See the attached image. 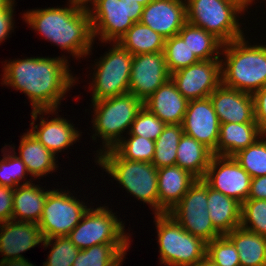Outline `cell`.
Returning a JSON list of instances; mask_svg holds the SVG:
<instances>
[{
  "label": "cell",
  "instance_id": "obj_37",
  "mask_svg": "<svg viewBox=\"0 0 266 266\" xmlns=\"http://www.w3.org/2000/svg\"><path fill=\"white\" fill-rule=\"evenodd\" d=\"M43 245L44 248L52 245L43 266H72L80 251L67 236L44 239Z\"/></svg>",
  "mask_w": 266,
  "mask_h": 266
},
{
  "label": "cell",
  "instance_id": "obj_34",
  "mask_svg": "<svg viewBox=\"0 0 266 266\" xmlns=\"http://www.w3.org/2000/svg\"><path fill=\"white\" fill-rule=\"evenodd\" d=\"M265 137L266 134H263L254 144L232 156L252 178L266 175Z\"/></svg>",
  "mask_w": 266,
  "mask_h": 266
},
{
  "label": "cell",
  "instance_id": "obj_17",
  "mask_svg": "<svg viewBox=\"0 0 266 266\" xmlns=\"http://www.w3.org/2000/svg\"><path fill=\"white\" fill-rule=\"evenodd\" d=\"M140 22L165 39L177 35L187 22L185 0H153L143 8Z\"/></svg>",
  "mask_w": 266,
  "mask_h": 266
},
{
  "label": "cell",
  "instance_id": "obj_14",
  "mask_svg": "<svg viewBox=\"0 0 266 266\" xmlns=\"http://www.w3.org/2000/svg\"><path fill=\"white\" fill-rule=\"evenodd\" d=\"M171 80L188 101L207 98L222 83L221 59L199 60L172 73Z\"/></svg>",
  "mask_w": 266,
  "mask_h": 266
},
{
  "label": "cell",
  "instance_id": "obj_42",
  "mask_svg": "<svg viewBox=\"0 0 266 266\" xmlns=\"http://www.w3.org/2000/svg\"><path fill=\"white\" fill-rule=\"evenodd\" d=\"M255 121L266 134V85L253 94Z\"/></svg>",
  "mask_w": 266,
  "mask_h": 266
},
{
  "label": "cell",
  "instance_id": "obj_48",
  "mask_svg": "<svg viewBox=\"0 0 266 266\" xmlns=\"http://www.w3.org/2000/svg\"><path fill=\"white\" fill-rule=\"evenodd\" d=\"M15 0H0V11L9 7Z\"/></svg>",
  "mask_w": 266,
  "mask_h": 266
},
{
  "label": "cell",
  "instance_id": "obj_7",
  "mask_svg": "<svg viewBox=\"0 0 266 266\" xmlns=\"http://www.w3.org/2000/svg\"><path fill=\"white\" fill-rule=\"evenodd\" d=\"M187 22L213 34L223 44L244 37L238 14L244 10L231 0H185Z\"/></svg>",
  "mask_w": 266,
  "mask_h": 266
},
{
  "label": "cell",
  "instance_id": "obj_31",
  "mask_svg": "<svg viewBox=\"0 0 266 266\" xmlns=\"http://www.w3.org/2000/svg\"><path fill=\"white\" fill-rule=\"evenodd\" d=\"M178 35L187 43L198 60L220 59L223 43L203 28L186 22Z\"/></svg>",
  "mask_w": 266,
  "mask_h": 266
},
{
  "label": "cell",
  "instance_id": "obj_49",
  "mask_svg": "<svg viewBox=\"0 0 266 266\" xmlns=\"http://www.w3.org/2000/svg\"><path fill=\"white\" fill-rule=\"evenodd\" d=\"M131 1H136L145 7L146 5H148L153 0H131Z\"/></svg>",
  "mask_w": 266,
  "mask_h": 266
},
{
  "label": "cell",
  "instance_id": "obj_27",
  "mask_svg": "<svg viewBox=\"0 0 266 266\" xmlns=\"http://www.w3.org/2000/svg\"><path fill=\"white\" fill-rule=\"evenodd\" d=\"M235 246L240 266H266V237L242 227L225 235Z\"/></svg>",
  "mask_w": 266,
  "mask_h": 266
},
{
  "label": "cell",
  "instance_id": "obj_38",
  "mask_svg": "<svg viewBox=\"0 0 266 266\" xmlns=\"http://www.w3.org/2000/svg\"><path fill=\"white\" fill-rule=\"evenodd\" d=\"M206 257L217 266H240L238 251L225 235L206 243Z\"/></svg>",
  "mask_w": 266,
  "mask_h": 266
},
{
  "label": "cell",
  "instance_id": "obj_15",
  "mask_svg": "<svg viewBox=\"0 0 266 266\" xmlns=\"http://www.w3.org/2000/svg\"><path fill=\"white\" fill-rule=\"evenodd\" d=\"M170 78L164 52L133 55L129 93L144 102Z\"/></svg>",
  "mask_w": 266,
  "mask_h": 266
},
{
  "label": "cell",
  "instance_id": "obj_5",
  "mask_svg": "<svg viewBox=\"0 0 266 266\" xmlns=\"http://www.w3.org/2000/svg\"><path fill=\"white\" fill-rule=\"evenodd\" d=\"M92 105L95 116L92 120L95 129L92 139L96 140L95 136L103 139V149L97 151L99 155L103 151L112 149L124 138L121 134L127 129L130 130L138 111L143 107V102L135 95L127 93L93 101Z\"/></svg>",
  "mask_w": 266,
  "mask_h": 266
},
{
  "label": "cell",
  "instance_id": "obj_35",
  "mask_svg": "<svg viewBox=\"0 0 266 266\" xmlns=\"http://www.w3.org/2000/svg\"><path fill=\"white\" fill-rule=\"evenodd\" d=\"M163 52L170 74L199 61L178 34L165 39Z\"/></svg>",
  "mask_w": 266,
  "mask_h": 266
},
{
  "label": "cell",
  "instance_id": "obj_40",
  "mask_svg": "<svg viewBox=\"0 0 266 266\" xmlns=\"http://www.w3.org/2000/svg\"><path fill=\"white\" fill-rule=\"evenodd\" d=\"M165 125L160 118L143 106L131 124L128 134L143 136L144 138L155 141L162 133Z\"/></svg>",
  "mask_w": 266,
  "mask_h": 266
},
{
  "label": "cell",
  "instance_id": "obj_1",
  "mask_svg": "<svg viewBox=\"0 0 266 266\" xmlns=\"http://www.w3.org/2000/svg\"><path fill=\"white\" fill-rule=\"evenodd\" d=\"M66 57H37L5 61L2 84L27 95L32 110H57L65 93L76 83Z\"/></svg>",
  "mask_w": 266,
  "mask_h": 266
},
{
  "label": "cell",
  "instance_id": "obj_10",
  "mask_svg": "<svg viewBox=\"0 0 266 266\" xmlns=\"http://www.w3.org/2000/svg\"><path fill=\"white\" fill-rule=\"evenodd\" d=\"M107 206L89 208L81 221L67 236L74 245L84 250L105 243H130L125 226Z\"/></svg>",
  "mask_w": 266,
  "mask_h": 266
},
{
  "label": "cell",
  "instance_id": "obj_4",
  "mask_svg": "<svg viewBox=\"0 0 266 266\" xmlns=\"http://www.w3.org/2000/svg\"><path fill=\"white\" fill-rule=\"evenodd\" d=\"M99 166L105 169L122 188L135 198L147 203L154 214L166 212L158 204V169L150 162L130 161L120 158L112 149L96 155Z\"/></svg>",
  "mask_w": 266,
  "mask_h": 266
},
{
  "label": "cell",
  "instance_id": "obj_33",
  "mask_svg": "<svg viewBox=\"0 0 266 266\" xmlns=\"http://www.w3.org/2000/svg\"><path fill=\"white\" fill-rule=\"evenodd\" d=\"M121 139L112 150L120 157L130 161L150 162L154 158L155 141L143 136L129 135ZM126 139V140H125Z\"/></svg>",
  "mask_w": 266,
  "mask_h": 266
},
{
  "label": "cell",
  "instance_id": "obj_50",
  "mask_svg": "<svg viewBox=\"0 0 266 266\" xmlns=\"http://www.w3.org/2000/svg\"><path fill=\"white\" fill-rule=\"evenodd\" d=\"M82 5L88 7L93 0H78ZM89 2V5H87Z\"/></svg>",
  "mask_w": 266,
  "mask_h": 266
},
{
  "label": "cell",
  "instance_id": "obj_44",
  "mask_svg": "<svg viewBox=\"0 0 266 266\" xmlns=\"http://www.w3.org/2000/svg\"><path fill=\"white\" fill-rule=\"evenodd\" d=\"M247 199L266 200V175L251 179L250 192Z\"/></svg>",
  "mask_w": 266,
  "mask_h": 266
},
{
  "label": "cell",
  "instance_id": "obj_25",
  "mask_svg": "<svg viewBox=\"0 0 266 266\" xmlns=\"http://www.w3.org/2000/svg\"><path fill=\"white\" fill-rule=\"evenodd\" d=\"M207 203L212 224L221 235H226L240 227V202L213 190L207 184Z\"/></svg>",
  "mask_w": 266,
  "mask_h": 266
},
{
  "label": "cell",
  "instance_id": "obj_28",
  "mask_svg": "<svg viewBox=\"0 0 266 266\" xmlns=\"http://www.w3.org/2000/svg\"><path fill=\"white\" fill-rule=\"evenodd\" d=\"M176 155V165L187 170L197 179H203L213 153L204 144L183 133Z\"/></svg>",
  "mask_w": 266,
  "mask_h": 266
},
{
  "label": "cell",
  "instance_id": "obj_11",
  "mask_svg": "<svg viewBox=\"0 0 266 266\" xmlns=\"http://www.w3.org/2000/svg\"><path fill=\"white\" fill-rule=\"evenodd\" d=\"M207 206V183L197 179L168 214L187 232L208 243L222 235L214 228Z\"/></svg>",
  "mask_w": 266,
  "mask_h": 266
},
{
  "label": "cell",
  "instance_id": "obj_29",
  "mask_svg": "<svg viewBox=\"0 0 266 266\" xmlns=\"http://www.w3.org/2000/svg\"><path fill=\"white\" fill-rule=\"evenodd\" d=\"M132 55L164 51L165 38L141 22L134 23L117 41Z\"/></svg>",
  "mask_w": 266,
  "mask_h": 266
},
{
  "label": "cell",
  "instance_id": "obj_13",
  "mask_svg": "<svg viewBox=\"0 0 266 266\" xmlns=\"http://www.w3.org/2000/svg\"><path fill=\"white\" fill-rule=\"evenodd\" d=\"M252 177L233 157L213 155L203 180L215 191L234 198L241 204L247 200Z\"/></svg>",
  "mask_w": 266,
  "mask_h": 266
},
{
  "label": "cell",
  "instance_id": "obj_19",
  "mask_svg": "<svg viewBox=\"0 0 266 266\" xmlns=\"http://www.w3.org/2000/svg\"><path fill=\"white\" fill-rule=\"evenodd\" d=\"M43 235L38 224L9 220L0 223L1 260L25 259L23 253L43 243Z\"/></svg>",
  "mask_w": 266,
  "mask_h": 266
},
{
  "label": "cell",
  "instance_id": "obj_43",
  "mask_svg": "<svg viewBox=\"0 0 266 266\" xmlns=\"http://www.w3.org/2000/svg\"><path fill=\"white\" fill-rule=\"evenodd\" d=\"M14 3L15 1L9 7L0 11V43L9 37L11 30H14L12 29L14 27Z\"/></svg>",
  "mask_w": 266,
  "mask_h": 266
},
{
  "label": "cell",
  "instance_id": "obj_18",
  "mask_svg": "<svg viewBox=\"0 0 266 266\" xmlns=\"http://www.w3.org/2000/svg\"><path fill=\"white\" fill-rule=\"evenodd\" d=\"M209 97L220 124L256 122L252 94L226 87L221 83Z\"/></svg>",
  "mask_w": 266,
  "mask_h": 266
},
{
  "label": "cell",
  "instance_id": "obj_46",
  "mask_svg": "<svg viewBox=\"0 0 266 266\" xmlns=\"http://www.w3.org/2000/svg\"><path fill=\"white\" fill-rule=\"evenodd\" d=\"M232 2L238 4L244 11H247L248 5L252 4L253 0H231Z\"/></svg>",
  "mask_w": 266,
  "mask_h": 266
},
{
  "label": "cell",
  "instance_id": "obj_26",
  "mask_svg": "<svg viewBox=\"0 0 266 266\" xmlns=\"http://www.w3.org/2000/svg\"><path fill=\"white\" fill-rule=\"evenodd\" d=\"M18 157L25 164L29 175L34 178L46 176L58 168L55 162L57 157L30 131L21 136Z\"/></svg>",
  "mask_w": 266,
  "mask_h": 266
},
{
  "label": "cell",
  "instance_id": "obj_47",
  "mask_svg": "<svg viewBox=\"0 0 266 266\" xmlns=\"http://www.w3.org/2000/svg\"><path fill=\"white\" fill-rule=\"evenodd\" d=\"M195 266H217L215 263H213L210 259H208L206 256Z\"/></svg>",
  "mask_w": 266,
  "mask_h": 266
},
{
  "label": "cell",
  "instance_id": "obj_20",
  "mask_svg": "<svg viewBox=\"0 0 266 266\" xmlns=\"http://www.w3.org/2000/svg\"><path fill=\"white\" fill-rule=\"evenodd\" d=\"M54 112H56V110H32L31 117L33 121L30 123L32 125L30 132L40 143L55 155L63 149H67L69 146L73 145V142L75 143L81 135L79 134V131L74 128L73 123L71 124L62 117H56L50 121L47 118L46 121L43 119V116H40L41 120L39 127L38 125H34L38 114L43 115Z\"/></svg>",
  "mask_w": 266,
  "mask_h": 266
},
{
  "label": "cell",
  "instance_id": "obj_41",
  "mask_svg": "<svg viewBox=\"0 0 266 266\" xmlns=\"http://www.w3.org/2000/svg\"><path fill=\"white\" fill-rule=\"evenodd\" d=\"M14 188L0 185V223L12 219Z\"/></svg>",
  "mask_w": 266,
  "mask_h": 266
},
{
  "label": "cell",
  "instance_id": "obj_6",
  "mask_svg": "<svg viewBox=\"0 0 266 266\" xmlns=\"http://www.w3.org/2000/svg\"><path fill=\"white\" fill-rule=\"evenodd\" d=\"M154 217L161 264L195 266L206 256V242L183 229L170 214Z\"/></svg>",
  "mask_w": 266,
  "mask_h": 266
},
{
  "label": "cell",
  "instance_id": "obj_30",
  "mask_svg": "<svg viewBox=\"0 0 266 266\" xmlns=\"http://www.w3.org/2000/svg\"><path fill=\"white\" fill-rule=\"evenodd\" d=\"M130 243H105L80 250L72 266H121Z\"/></svg>",
  "mask_w": 266,
  "mask_h": 266
},
{
  "label": "cell",
  "instance_id": "obj_21",
  "mask_svg": "<svg viewBox=\"0 0 266 266\" xmlns=\"http://www.w3.org/2000/svg\"><path fill=\"white\" fill-rule=\"evenodd\" d=\"M188 100L178 91L171 78L143 102L165 124H182Z\"/></svg>",
  "mask_w": 266,
  "mask_h": 266
},
{
  "label": "cell",
  "instance_id": "obj_9",
  "mask_svg": "<svg viewBox=\"0 0 266 266\" xmlns=\"http://www.w3.org/2000/svg\"><path fill=\"white\" fill-rule=\"evenodd\" d=\"M94 66L92 102L129 93L133 55L118 42Z\"/></svg>",
  "mask_w": 266,
  "mask_h": 266
},
{
  "label": "cell",
  "instance_id": "obj_36",
  "mask_svg": "<svg viewBox=\"0 0 266 266\" xmlns=\"http://www.w3.org/2000/svg\"><path fill=\"white\" fill-rule=\"evenodd\" d=\"M240 227L266 237V200L247 199L241 204Z\"/></svg>",
  "mask_w": 266,
  "mask_h": 266
},
{
  "label": "cell",
  "instance_id": "obj_12",
  "mask_svg": "<svg viewBox=\"0 0 266 266\" xmlns=\"http://www.w3.org/2000/svg\"><path fill=\"white\" fill-rule=\"evenodd\" d=\"M69 193L58 189L48 193L38 223L44 239L68 236L89 209Z\"/></svg>",
  "mask_w": 266,
  "mask_h": 266
},
{
  "label": "cell",
  "instance_id": "obj_45",
  "mask_svg": "<svg viewBox=\"0 0 266 266\" xmlns=\"http://www.w3.org/2000/svg\"><path fill=\"white\" fill-rule=\"evenodd\" d=\"M0 266H34L27 259L0 260Z\"/></svg>",
  "mask_w": 266,
  "mask_h": 266
},
{
  "label": "cell",
  "instance_id": "obj_24",
  "mask_svg": "<svg viewBox=\"0 0 266 266\" xmlns=\"http://www.w3.org/2000/svg\"><path fill=\"white\" fill-rule=\"evenodd\" d=\"M50 191H44V188L27 180L14 188L12 219L38 224Z\"/></svg>",
  "mask_w": 266,
  "mask_h": 266
},
{
  "label": "cell",
  "instance_id": "obj_16",
  "mask_svg": "<svg viewBox=\"0 0 266 266\" xmlns=\"http://www.w3.org/2000/svg\"><path fill=\"white\" fill-rule=\"evenodd\" d=\"M182 128L185 135L201 142L212 152L216 149L220 122L210 97L188 101Z\"/></svg>",
  "mask_w": 266,
  "mask_h": 266
},
{
  "label": "cell",
  "instance_id": "obj_32",
  "mask_svg": "<svg viewBox=\"0 0 266 266\" xmlns=\"http://www.w3.org/2000/svg\"><path fill=\"white\" fill-rule=\"evenodd\" d=\"M182 124H166L155 140L152 164L157 168L176 165V151L183 135Z\"/></svg>",
  "mask_w": 266,
  "mask_h": 266
},
{
  "label": "cell",
  "instance_id": "obj_3",
  "mask_svg": "<svg viewBox=\"0 0 266 266\" xmlns=\"http://www.w3.org/2000/svg\"><path fill=\"white\" fill-rule=\"evenodd\" d=\"M222 84L254 94L266 85V45H249L245 36L222 46Z\"/></svg>",
  "mask_w": 266,
  "mask_h": 266
},
{
  "label": "cell",
  "instance_id": "obj_23",
  "mask_svg": "<svg viewBox=\"0 0 266 266\" xmlns=\"http://www.w3.org/2000/svg\"><path fill=\"white\" fill-rule=\"evenodd\" d=\"M265 134L257 122L220 124L219 138L213 155L232 157L240 150L254 144Z\"/></svg>",
  "mask_w": 266,
  "mask_h": 266
},
{
  "label": "cell",
  "instance_id": "obj_39",
  "mask_svg": "<svg viewBox=\"0 0 266 266\" xmlns=\"http://www.w3.org/2000/svg\"><path fill=\"white\" fill-rule=\"evenodd\" d=\"M5 149L3 147V158L0 160V185L16 188L20 186V181L25 179L26 174L29 173L25 164L16 155L15 150H12L13 154L12 151H5Z\"/></svg>",
  "mask_w": 266,
  "mask_h": 266
},
{
  "label": "cell",
  "instance_id": "obj_8",
  "mask_svg": "<svg viewBox=\"0 0 266 266\" xmlns=\"http://www.w3.org/2000/svg\"><path fill=\"white\" fill-rule=\"evenodd\" d=\"M87 7L92 34L101 42H117L136 22H140L144 6L131 0H93Z\"/></svg>",
  "mask_w": 266,
  "mask_h": 266
},
{
  "label": "cell",
  "instance_id": "obj_2",
  "mask_svg": "<svg viewBox=\"0 0 266 266\" xmlns=\"http://www.w3.org/2000/svg\"><path fill=\"white\" fill-rule=\"evenodd\" d=\"M69 8L30 10L23 18L46 40L67 50L73 57H86L92 49L94 38L88 8L78 0H69Z\"/></svg>",
  "mask_w": 266,
  "mask_h": 266
},
{
  "label": "cell",
  "instance_id": "obj_22",
  "mask_svg": "<svg viewBox=\"0 0 266 266\" xmlns=\"http://www.w3.org/2000/svg\"><path fill=\"white\" fill-rule=\"evenodd\" d=\"M197 180L190 172L178 165L158 169V204L168 213Z\"/></svg>",
  "mask_w": 266,
  "mask_h": 266
}]
</instances>
